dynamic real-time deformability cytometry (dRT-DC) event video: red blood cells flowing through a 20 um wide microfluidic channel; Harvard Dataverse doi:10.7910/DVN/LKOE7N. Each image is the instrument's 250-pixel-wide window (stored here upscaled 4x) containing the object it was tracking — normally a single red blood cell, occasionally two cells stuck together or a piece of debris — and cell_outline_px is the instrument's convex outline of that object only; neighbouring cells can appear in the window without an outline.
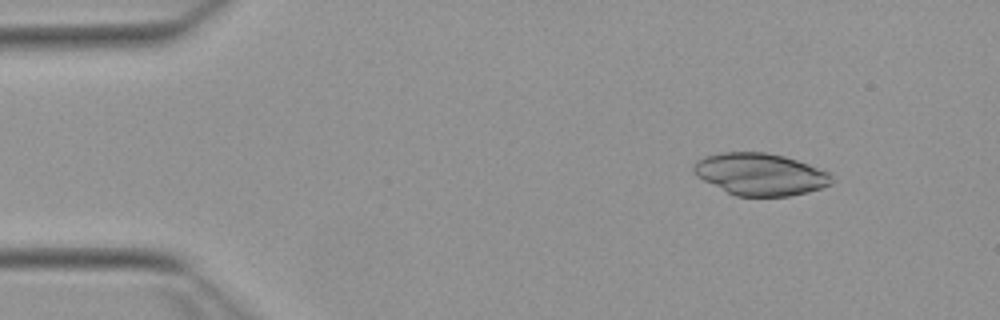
{"species": "Egyptian fruit bat (a non-hibernating species)", "species_latin": "Rousettus aegyptiacus", "temperature_condition": "warm", "stored_images_in_passage": 39, "camera_frame_rate_fps": 3000, "um_per_image_px": 0.085, "animal": {"sex": "female"}, "frame": {"image": 1, "passage_image": 2, "time_ms": 0.333, "image_size_px": [1000, 320], "cell_outline_px": [[832, 184], [808, 192], [788, 196], [736, 196], [696, 176], [692, 172], [692, 164], [696, 160], [704, 156], [720, 152], [764, 152], [784, 156], [808, 164], [828, 172], [832, 176]], "centroid_in_image_um": [64.58, 14.8], "position_along_channel_um": 20.4, "area_um2": 33.81}}